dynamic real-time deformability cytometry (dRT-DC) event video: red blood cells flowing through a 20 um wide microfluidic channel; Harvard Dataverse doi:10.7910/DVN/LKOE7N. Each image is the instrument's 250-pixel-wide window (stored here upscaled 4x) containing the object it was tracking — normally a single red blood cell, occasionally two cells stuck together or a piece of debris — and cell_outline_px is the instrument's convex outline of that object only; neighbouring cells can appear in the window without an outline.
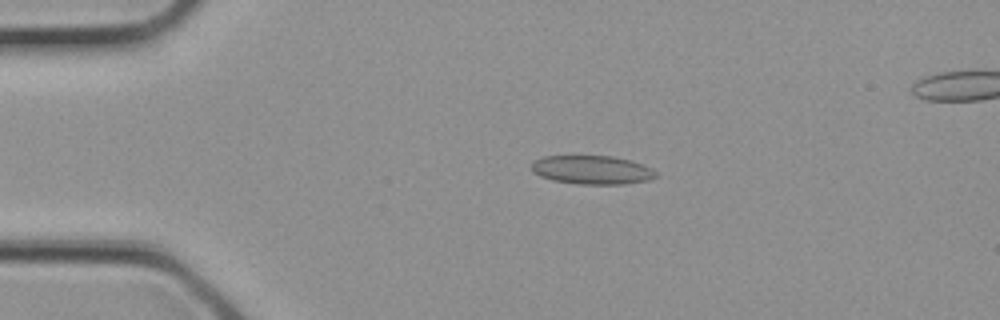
{"species": "common noctule bat (a hibernating species)", "species_latin": "Nyctalus noctula", "temperature_condition": "cold", "stored_images_in_passage": 2, "camera_frame_rate_fps": 3000, "um_per_image_px": 0.085, "animal": {"sex": "female", "body_mass_g": 21.9}, "frame": {"image": 1, "passage_image": 1, "time_ms": 0.0, "image_size_px": [1000, 320], "cell_outline_px": [[656, 176], [648, 180], [624, 184], [580, 184], [552, 180], [540, 176], [532, 172], [532, 160], [544, 156], [612, 156], [628, 160], [652, 168], [656, 172]], "centroid_in_image_um": [50.28, 14.44], "position_along_channel_um": 34.7, "area_um2": 20.69}}